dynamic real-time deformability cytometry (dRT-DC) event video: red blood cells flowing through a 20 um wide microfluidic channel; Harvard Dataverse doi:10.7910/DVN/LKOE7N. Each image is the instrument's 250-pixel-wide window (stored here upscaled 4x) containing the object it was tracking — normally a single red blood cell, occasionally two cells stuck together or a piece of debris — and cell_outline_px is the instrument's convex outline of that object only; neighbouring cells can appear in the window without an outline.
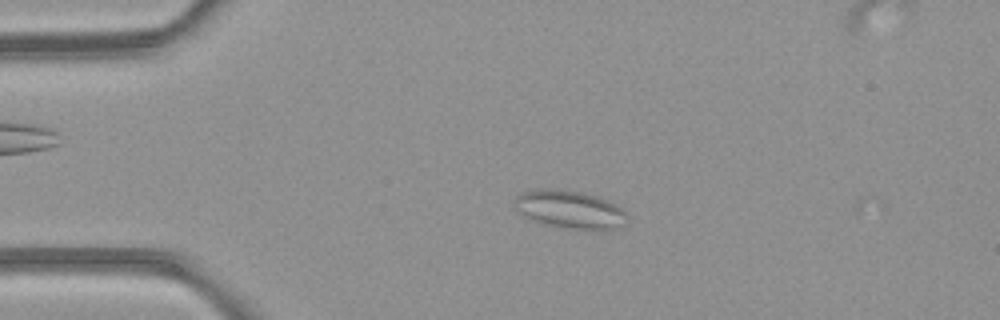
{"species": "common noctule bat (a hibernating species)", "species_latin": "Nyctalus noctula", "temperature_condition": "room temperature", "stored_images_in_passage": 4, "camera_frame_rate_fps": 3000, "um_per_image_px": 0.085, "animal": {"sex": "female", "body_mass_g": 21.9}, "frame": {"image": 1, "passage_image": 3, "time_ms": 2.333, "image_size_px": [1000, 320], "cell_outline_px": [[628, 224], [620, 228], [596, 232], [544, 224], [524, 216], [516, 212], [512, 208], [512, 200], [516, 196], [524, 192], [540, 188], [560, 188], [580, 192], [596, 196], [620, 208], [628, 216]], "centroid_in_image_um": [48.41, 17.83], "position_along_channel_um": 36.6, "area_um2": 25.61}}